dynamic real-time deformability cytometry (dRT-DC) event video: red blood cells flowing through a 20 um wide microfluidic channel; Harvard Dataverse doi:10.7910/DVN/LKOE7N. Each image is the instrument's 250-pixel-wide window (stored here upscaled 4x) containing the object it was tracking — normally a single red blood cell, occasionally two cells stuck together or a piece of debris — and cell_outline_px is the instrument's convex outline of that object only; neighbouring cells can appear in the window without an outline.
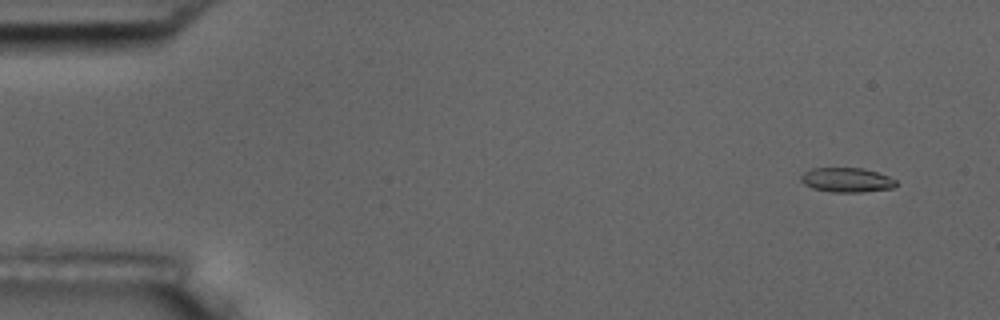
{"species": "common noctule bat (a hibernating species)", "species_latin": "Nyctalus noctula", "temperature_condition": "room temperature", "stored_images_in_passage": 54, "camera_frame_rate_fps": 3000, "um_per_image_px": 0.085, "animal": {"sex": "male", "body_mass_g": 17.5, "forearm_length_mm": 52.3}, "frame": {"image": 1, "passage_image": 1, "time_ms": 0.0, "image_size_px": [1000, 320], "cell_outline_px": [[896, 184], [892, 188], [860, 192], [832, 192], [812, 188], [804, 184], [800, 180], [800, 176], [804, 172], [812, 168], [864, 168], [888, 176], [896, 180]], "centroid_in_image_um": [71.94, 15.29], "position_along_channel_um": 13.1, "area_um2": 13.53}}
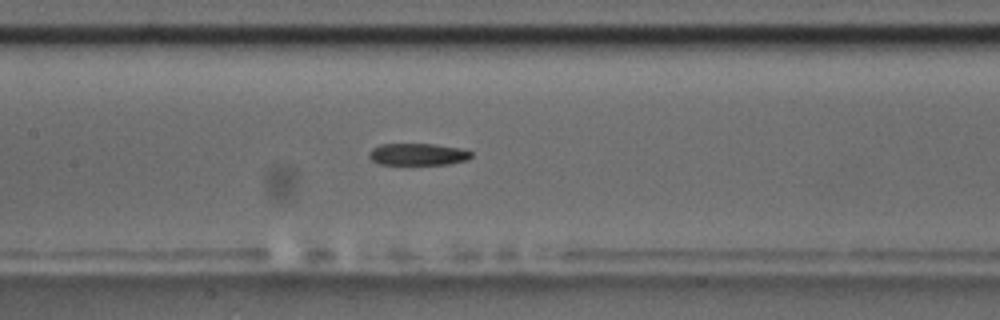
{"frame": {"image": 2, "passage_image": 24, "time_ms": 7.667, "image_size_px": [1000, 320], "cell_outline_px": [[472, 156], [468, 160], [448, 164], [380, 164], [372, 160], [368, 156], [368, 152], [372, 148], [380, 144], [432, 144], [460, 148], [472, 152]], "centroid_in_image_um": [35.51, 13.11], "position_along_channel_um": 171.9, "area_um2": 13.06}}
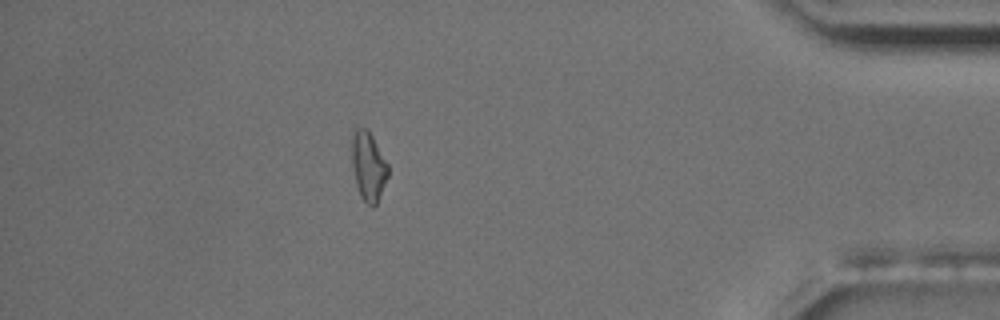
{"frame": {"image": 3, "passage_image": 47, "time_ms": 15.333, "image_size_px": [1000, 320], "cell_outline_px": [[388, 176], [376, 204], [372, 208], [360, 196], [356, 184], [348, 144], [348, 140], [352, 128], [356, 124], [368, 128], [388, 164]], "centroid_in_image_um": [31.23, 13.98], "position_along_channel_um": 404.0, "area_um2": 15.37}}